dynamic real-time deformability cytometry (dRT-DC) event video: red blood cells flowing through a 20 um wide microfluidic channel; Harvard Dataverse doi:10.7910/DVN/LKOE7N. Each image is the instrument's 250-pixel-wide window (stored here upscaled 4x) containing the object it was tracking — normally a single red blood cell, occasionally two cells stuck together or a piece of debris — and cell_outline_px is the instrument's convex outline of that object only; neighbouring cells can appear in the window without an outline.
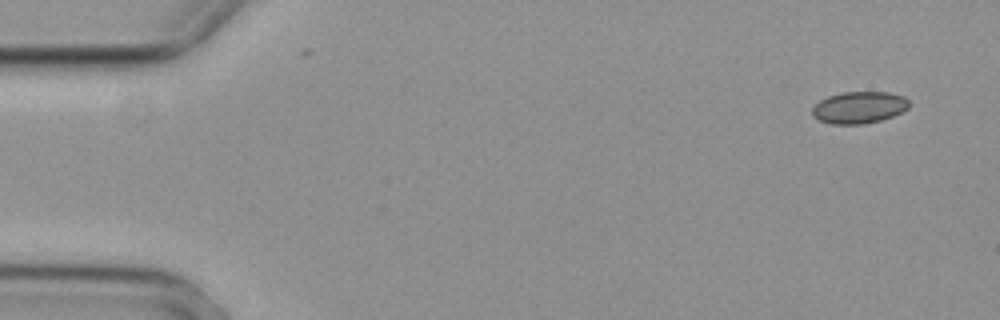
{"species": "common noctule bat (a hibernating species)", "species_latin": "Nyctalus noctula", "temperature_condition": "cold", "stored_images_in_passage": 5, "camera_frame_rate_fps": 3000, "um_per_image_px": 0.085, "animal": {"sex": "female", "body_mass_g": 29.2, "forearm_length_mm": 56.3}, "frame": {"image": 1, "passage_image": 1, "time_ms": 0.0, "image_size_px": [1000, 320], "cell_outline_px": [[908, 108], [892, 116], [880, 120], [864, 124], [832, 124], [820, 120], [812, 116], [812, 108], [820, 100], [828, 96], [840, 92], [888, 92], [904, 96], [908, 100]], "centroid_in_image_um": [73.0, 9.13], "position_along_channel_um": 12.0, "area_um2": 17.92}}
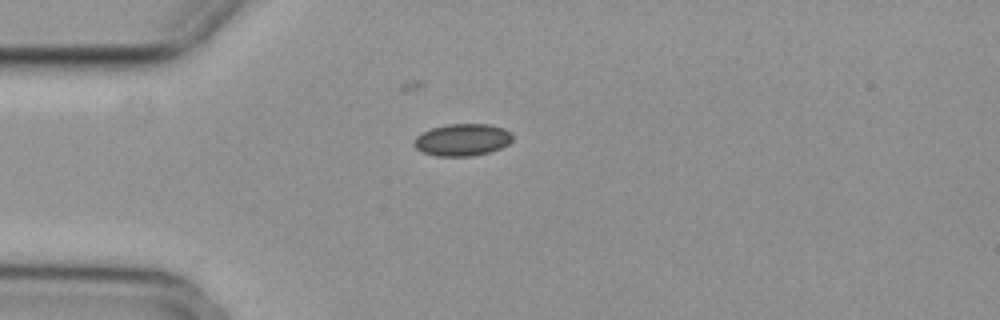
{"frame": {"image": 2, "passage_image": 4, "time_ms": 1.0, "image_size_px": [1000, 320], "cell_outline_px": [[512, 140], [508, 144], [500, 148], [488, 152], [468, 156], [436, 156], [424, 152], [416, 148], [412, 144], [412, 140], [416, 136], [432, 128], [448, 124], [488, 124], [504, 128], [512, 132]], "centroid_in_image_um": [39.29, 11.88], "position_along_channel_um": 45.7, "area_um2": 18.38}}